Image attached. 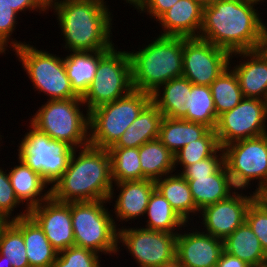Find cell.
Returning a JSON list of instances; mask_svg holds the SVG:
<instances>
[{
  "mask_svg": "<svg viewBox=\"0 0 267 267\" xmlns=\"http://www.w3.org/2000/svg\"><path fill=\"white\" fill-rule=\"evenodd\" d=\"M161 36L199 37L203 6L196 0H179L157 21Z\"/></svg>",
  "mask_w": 267,
  "mask_h": 267,
  "instance_id": "cell-20",
  "label": "cell"
},
{
  "mask_svg": "<svg viewBox=\"0 0 267 267\" xmlns=\"http://www.w3.org/2000/svg\"><path fill=\"white\" fill-rule=\"evenodd\" d=\"M16 159L18 164L7 167L8 175L17 199L24 205V209L30 210L51 197V187L40 174L18 157Z\"/></svg>",
  "mask_w": 267,
  "mask_h": 267,
  "instance_id": "cell-21",
  "label": "cell"
},
{
  "mask_svg": "<svg viewBox=\"0 0 267 267\" xmlns=\"http://www.w3.org/2000/svg\"><path fill=\"white\" fill-rule=\"evenodd\" d=\"M0 267H12L11 264H8L5 260H4V256H2L0 254Z\"/></svg>",
  "mask_w": 267,
  "mask_h": 267,
  "instance_id": "cell-50",
  "label": "cell"
},
{
  "mask_svg": "<svg viewBox=\"0 0 267 267\" xmlns=\"http://www.w3.org/2000/svg\"><path fill=\"white\" fill-rule=\"evenodd\" d=\"M159 267H185L181 262L180 257L175 254L168 260L164 261Z\"/></svg>",
  "mask_w": 267,
  "mask_h": 267,
  "instance_id": "cell-46",
  "label": "cell"
},
{
  "mask_svg": "<svg viewBox=\"0 0 267 267\" xmlns=\"http://www.w3.org/2000/svg\"><path fill=\"white\" fill-rule=\"evenodd\" d=\"M0 133H1V131H0ZM2 137L4 138V136H2V135L0 134V147L3 146L2 143H3L4 140H2ZM0 149H1L0 151H2V148H0Z\"/></svg>",
  "mask_w": 267,
  "mask_h": 267,
  "instance_id": "cell-53",
  "label": "cell"
},
{
  "mask_svg": "<svg viewBox=\"0 0 267 267\" xmlns=\"http://www.w3.org/2000/svg\"><path fill=\"white\" fill-rule=\"evenodd\" d=\"M184 178L188 182L193 201L199 210L228 198L237 190L225 163L210 176Z\"/></svg>",
  "mask_w": 267,
  "mask_h": 267,
  "instance_id": "cell-22",
  "label": "cell"
},
{
  "mask_svg": "<svg viewBox=\"0 0 267 267\" xmlns=\"http://www.w3.org/2000/svg\"><path fill=\"white\" fill-rule=\"evenodd\" d=\"M126 225L118 230L117 255L124 248L138 267H159L176 254L177 234Z\"/></svg>",
  "mask_w": 267,
  "mask_h": 267,
  "instance_id": "cell-12",
  "label": "cell"
},
{
  "mask_svg": "<svg viewBox=\"0 0 267 267\" xmlns=\"http://www.w3.org/2000/svg\"><path fill=\"white\" fill-rule=\"evenodd\" d=\"M110 7L105 0H64L50 5L61 29L63 51L110 50L115 45Z\"/></svg>",
  "mask_w": 267,
  "mask_h": 267,
  "instance_id": "cell-1",
  "label": "cell"
},
{
  "mask_svg": "<svg viewBox=\"0 0 267 267\" xmlns=\"http://www.w3.org/2000/svg\"><path fill=\"white\" fill-rule=\"evenodd\" d=\"M42 103L29 117L28 123L53 140L67 142L74 149L89 145V111L82 98Z\"/></svg>",
  "mask_w": 267,
  "mask_h": 267,
  "instance_id": "cell-5",
  "label": "cell"
},
{
  "mask_svg": "<svg viewBox=\"0 0 267 267\" xmlns=\"http://www.w3.org/2000/svg\"><path fill=\"white\" fill-rule=\"evenodd\" d=\"M229 66L238 78L244 98L267 101V59L258 50L232 53Z\"/></svg>",
  "mask_w": 267,
  "mask_h": 267,
  "instance_id": "cell-19",
  "label": "cell"
},
{
  "mask_svg": "<svg viewBox=\"0 0 267 267\" xmlns=\"http://www.w3.org/2000/svg\"><path fill=\"white\" fill-rule=\"evenodd\" d=\"M257 5L265 6L258 0H217L203 7L199 38L230 54L257 50L264 22Z\"/></svg>",
  "mask_w": 267,
  "mask_h": 267,
  "instance_id": "cell-2",
  "label": "cell"
},
{
  "mask_svg": "<svg viewBox=\"0 0 267 267\" xmlns=\"http://www.w3.org/2000/svg\"><path fill=\"white\" fill-rule=\"evenodd\" d=\"M191 93V82L181 76L173 78L151 93V102L161 111L163 117L183 119L184 105Z\"/></svg>",
  "mask_w": 267,
  "mask_h": 267,
  "instance_id": "cell-26",
  "label": "cell"
},
{
  "mask_svg": "<svg viewBox=\"0 0 267 267\" xmlns=\"http://www.w3.org/2000/svg\"><path fill=\"white\" fill-rule=\"evenodd\" d=\"M106 1H108V0H106ZM123 1H124L123 4H127V5L129 4V6L131 8L134 7L133 10L136 9V11H137L139 9V7L144 3L145 0H123ZM121 2H122V0H121Z\"/></svg>",
  "mask_w": 267,
  "mask_h": 267,
  "instance_id": "cell-48",
  "label": "cell"
},
{
  "mask_svg": "<svg viewBox=\"0 0 267 267\" xmlns=\"http://www.w3.org/2000/svg\"><path fill=\"white\" fill-rule=\"evenodd\" d=\"M133 90L132 66L128 50L114 45L110 50H99V63L93 82L82 100L91 111L113 102Z\"/></svg>",
  "mask_w": 267,
  "mask_h": 267,
  "instance_id": "cell-9",
  "label": "cell"
},
{
  "mask_svg": "<svg viewBox=\"0 0 267 267\" xmlns=\"http://www.w3.org/2000/svg\"><path fill=\"white\" fill-rule=\"evenodd\" d=\"M31 43L28 41L13 53L32 82L33 90L37 94H44L46 100L82 98L71 87L64 56L50 53L47 49H38Z\"/></svg>",
  "mask_w": 267,
  "mask_h": 267,
  "instance_id": "cell-7",
  "label": "cell"
},
{
  "mask_svg": "<svg viewBox=\"0 0 267 267\" xmlns=\"http://www.w3.org/2000/svg\"><path fill=\"white\" fill-rule=\"evenodd\" d=\"M113 184L108 149L88 145L74 149L51 197L62 203L108 200Z\"/></svg>",
  "mask_w": 267,
  "mask_h": 267,
  "instance_id": "cell-3",
  "label": "cell"
},
{
  "mask_svg": "<svg viewBox=\"0 0 267 267\" xmlns=\"http://www.w3.org/2000/svg\"><path fill=\"white\" fill-rule=\"evenodd\" d=\"M13 10H15L19 15L27 11L43 14H49L48 0H4Z\"/></svg>",
  "mask_w": 267,
  "mask_h": 267,
  "instance_id": "cell-43",
  "label": "cell"
},
{
  "mask_svg": "<svg viewBox=\"0 0 267 267\" xmlns=\"http://www.w3.org/2000/svg\"><path fill=\"white\" fill-rule=\"evenodd\" d=\"M186 106V116L184 120L203 124L214 130L217 124V114L210 86L193 85L191 83V93L184 104Z\"/></svg>",
  "mask_w": 267,
  "mask_h": 267,
  "instance_id": "cell-32",
  "label": "cell"
},
{
  "mask_svg": "<svg viewBox=\"0 0 267 267\" xmlns=\"http://www.w3.org/2000/svg\"><path fill=\"white\" fill-rule=\"evenodd\" d=\"M108 204V200L71 202V220L75 246L110 258L118 254V229Z\"/></svg>",
  "mask_w": 267,
  "mask_h": 267,
  "instance_id": "cell-6",
  "label": "cell"
},
{
  "mask_svg": "<svg viewBox=\"0 0 267 267\" xmlns=\"http://www.w3.org/2000/svg\"><path fill=\"white\" fill-rule=\"evenodd\" d=\"M101 258L94 251L74 245L58 252L52 267H103Z\"/></svg>",
  "mask_w": 267,
  "mask_h": 267,
  "instance_id": "cell-39",
  "label": "cell"
},
{
  "mask_svg": "<svg viewBox=\"0 0 267 267\" xmlns=\"http://www.w3.org/2000/svg\"><path fill=\"white\" fill-rule=\"evenodd\" d=\"M162 118L161 111L150 102L111 147L139 148L144 143L157 139Z\"/></svg>",
  "mask_w": 267,
  "mask_h": 267,
  "instance_id": "cell-27",
  "label": "cell"
},
{
  "mask_svg": "<svg viewBox=\"0 0 267 267\" xmlns=\"http://www.w3.org/2000/svg\"><path fill=\"white\" fill-rule=\"evenodd\" d=\"M155 188L171 204L186 223H193L200 210L196 207L187 180L180 173H172L157 179Z\"/></svg>",
  "mask_w": 267,
  "mask_h": 267,
  "instance_id": "cell-24",
  "label": "cell"
},
{
  "mask_svg": "<svg viewBox=\"0 0 267 267\" xmlns=\"http://www.w3.org/2000/svg\"><path fill=\"white\" fill-rule=\"evenodd\" d=\"M267 101L244 98L232 110L218 116L215 134L220 147L267 134Z\"/></svg>",
  "mask_w": 267,
  "mask_h": 267,
  "instance_id": "cell-13",
  "label": "cell"
},
{
  "mask_svg": "<svg viewBox=\"0 0 267 267\" xmlns=\"http://www.w3.org/2000/svg\"><path fill=\"white\" fill-rule=\"evenodd\" d=\"M223 150L236 189H250L256 194L267 190V134L230 143ZM253 186L256 189L252 191Z\"/></svg>",
  "mask_w": 267,
  "mask_h": 267,
  "instance_id": "cell-10",
  "label": "cell"
},
{
  "mask_svg": "<svg viewBox=\"0 0 267 267\" xmlns=\"http://www.w3.org/2000/svg\"><path fill=\"white\" fill-rule=\"evenodd\" d=\"M220 148L215 130L210 129L202 138L186 144L175 155V171L211 157ZM180 166V167H179Z\"/></svg>",
  "mask_w": 267,
  "mask_h": 267,
  "instance_id": "cell-35",
  "label": "cell"
},
{
  "mask_svg": "<svg viewBox=\"0 0 267 267\" xmlns=\"http://www.w3.org/2000/svg\"><path fill=\"white\" fill-rule=\"evenodd\" d=\"M8 221L6 219H4L1 215H0V231L2 229V227L7 223Z\"/></svg>",
  "mask_w": 267,
  "mask_h": 267,
  "instance_id": "cell-51",
  "label": "cell"
},
{
  "mask_svg": "<svg viewBox=\"0 0 267 267\" xmlns=\"http://www.w3.org/2000/svg\"><path fill=\"white\" fill-rule=\"evenodd\" d=\"M61 1H64V0H48V5L50 6L55 2H61Z\"/></svg>",
  "mask_w": 267,
  "mask_h": 267,
  "instance_id": "cell-52",
  "label": "cell"
},
{
  "mask_svg": "<svg viewBox=\"0 0 267 267\" xmlns=\"http://www.w3.org/2000/svg\"><path fill=\"white\" fill-rule=\"evenodd\" d=\"M113 183L143 180L139 148L110 147Z\"/></svg>",
  "mask_w": 267,
  "mask_h": 267,
  "instance_id": "cell-34",
  "label": "cell"
},
{
  "mask_svg": "<svg viewBox=\"0 0 267 267\" xmlns=\"http://www.w3.org/2000/svg\"><path fill=\"white\" fill-rule=\"evenodd\" d=\"M196 1H198L203 7H205L208 5H212L217 0H196Z\"/></svg>",
  "mask_w": 267,
  "mask_h": 267,
  "instance_id": "cell-49",
  "label": "cell"
},
{
  "mask_svg": "<svg viewBox=\"0 0 267 267\" xmlns=\"http://www.w3.org/2000/svg\"><path fill=\"white\" fill-rule=\"evenodd\" d=\"M246 222L267 253V211L256 200L247 209Z\"/></svg>",
  "mask_w": 267,
  "mask_h": 267,
  "instance_id": "cell-41",
  "label": "cell"
},
{
  "mask_svg": "<svg viewBox=\"0 0 267 267\" xmlns=\"http://www.w3.org/2000/svg\"><path fill=\"white\" fill-rule=\"evenodd\" d=\"M150 102V93L133 89L89 111V145L109 149Z\"/></svg>",
  "mask_w": 267,
  "mask_h": 267,
  "instance_id": "cell-8",
  "label": "cell"
},
{
  "mask_svg": "<svg viewBox=\"0 0 267 267\" xmlns=\"http://www.w3.org/2000/svg\"><path fill=\"white\" fill-rule=\"evenodd\" d=\"M17 144V157L37 172L52 187L67 169L74 148L67 142L51 139L30 123Z\"/></svg>",
  "mask_w": 267,
  "mask_h": 267,
  "instance_id": "cell-11",
  "label": "cell"
},
{
  "mask_svg": "<svg viewBox=\"0 0 267 267\" xmlns=\"http://www.w3.org/2000/svg\"><path fill=\"white\" fill-rule=\"evenodd\" d=\"M1 166H3V168ZM1 166H0V215L7 221H14L21 217L27 216L29 210L21 208L22 211L20 209L18 213L15 211L17 210V208L23 207L24 205L17 199L15 195L14 189L11 185L10 178L8 175V170L4 168V164Z\"/></svg>",
  "mask_w": 267,
  "mask_h": 267,
  "instance_id": "cell-38",
  "label": "cell"
},
{
  "mask_svg": "<svg viewBox=\"0 0 267 267\" xmlns=\"http://www.w3.org/2000/svg\"><path fill=\"white\" fill-rule=\"evenodd\" d=\"M255 200L267 211V193L266 192L257 193Z\"/></svg>",
  "mask_w": 267,
  "mask_h": 267,
  "instance_id": "cell-47",
  "label": "cell"
},
{
  "mask_svg": "<svg viewBox=\"0 0 267 267\" xmlns=\"http://www.w3.org/2000/svg\"><path fill=\"white\" fill-rule=\"evenodd\" d=\"M209 130V127L200 123L163 117L158 139L175 155L186 144L202 138Z\"/></svg>",
  "mask_w": 267,
  "mask_h": 267,
  "instance_id": "cell-30",
  "label": "cell"
},
{
  "mask_svg": "<svg viewBox=\"0 0 267 267\" xmlns=\"http://www.w3.org/2000/svg\"><path fill=\"white\" fill-rule=\"evenodd\" d=\"M179 0H145L136 11L140 14H147V17L157 21L166 11H168Z\"/></svg>",
  "mask_w": 267,
  "mask_h": 267,
  "instance_id": "cell-42",
  "label": "cell"
},
{
  "mask_svg": "<svg viewBox=\"0 0 267 267\" xmlns=\"http://www.w3.org/2000/svg\"><path fill=\"white\" fill-rule=\"evenodd\" d=\"M143 179L156 181L175 172L174 154L157 138L139 147Z\"/></svg>",
  "mask_w": 267,
  "mask_h": 267,
  "instance_id": "cell-31",
  "label": "cell"
},
{
  "mask_svg": "<svg viewBox=\"0 0 267 267\" xmlns=\"http://www.w3.org/2000/svg\"><path fill=\"white\" fill-rule=\"evenodd\" d=\"M151 38L137 47L138 51H128L133 89L150 94L162 84L183 75V37L157 35Z\"/></svg>",
  "mask_w": 267,
  "mask_h": 267,
  "instance_id": "cell-4",
  "label": "cell"
},
{
  "mask_svg": "<svg viewBox=\"0 0 267 267\" xmlns=\"http://www.w3.org/2000/svg\"><path fill=\"white\" fill-rule=\"evenodd\" d=\"M223 251V240L204 233L194 222L177 234L176 254L185 267H216Z\"/></svg>",
  "mask_w": 267,
  "mask_h": 267,
  "instance_id": "cell-16",
  "label": "cell"
},
{
  "mask_svg": "<svg viewBox=\"0 0 267 267\" xmlns=\"http://www.w3.org/2000/svg\"><path fill=\"white\" fill-rule=\"evenodd\" d=\"M259 1H261L262 3H264V2L266 3L267 2L266 0H259Z\"/></svg>",
  "mask_w": 267,
  "mask_h": 267,
  "instance_id": "cell-54",
  "label": "cell"
},
{
  "mask_svg": "<svg viewBox=\"0 0 267 267\" xmlns=\"http://www.w3.org/2000/svg\"><path fill=\"white\" fill-rule=\"evenodd\" d=\"M216 267H252L247 262L232 256L225 251L222 252Z\"/></svg>",
  "mask_w": 267,
  "mask_h": 267,
  "instance_id": "cell-44",
  "label": "cell"
},
{
  "mask_svg": "<svg viewBox=\"0 0 267 267\" xmlns=\"http://www.w3.org/2000/svg\"><path fill=\"white\" fill-rule=\"evenodd\" d=\"M20 18L22 17H19L18 13L4 0H0V55H5L7 52L11 54L12 52L9 51H14L26 43L12 38Z\"/></svg>",
  "mask_w": 267,
  "mask_h": 267,
  "instance_id": "cell-37",
  "label": "cell"
},
{
  "mask_svg": "<svg viewBox=\"0 0 267 267\" xmlns=\"http://www.w3.org/2000/svg\"><path fill=\"white\" fill-rule=\"evenodd\" d=\"M28 214L41 227L51 245L60 252L74 246L71 220V202L62 203L50 197Z\"/></svg>",
  "mask_w": 267,
  "mask_h": 267,
  "instance_id": "cell-18",
  "label": "cell"
},
{
  "mask_svg": "<svg viewBox=\"0 0 267 267\" xmlns=\"http://www.w3.org/2000/svg\"><path fill=\"white\" fill-rule=\"evenodd\" d=\"M224 164V150L220 147L211 157L202 159L193 165L186 166L182 171L183 177H202L214 174Z\"/></svg>",
  "mask_w": 267,
  "mask_h": 267,
  "instance_id": "cell-40",
  "label": "cell"
},
{
  "mask_svg": "<svg viewBox=\"0 0 267 267\" xmlns=\"http://www.w3.org/2000/svg\"><path fill=\"white\" fill-rule=\"evenodd\" d=\"M255 199L256 193L237 189L228 198L203 207L194 224L204 233L224 240L246 221L247 209Z\"/></svg>",
  "mask_w": 267,
  "mask_h": 267,
  "instance_id": "cell-15",
  "label": "cell"
},
{
  "mask_svg": "<svg viewBox=\"0 0 267 267\" xmlns=\"http://www.w3.org/2000/svg\"><path fill=\"white\" fill-rule=\"evenodd\" d=\"M144 219L145 225L139 223L142 228L170 234H178L187 224L156 188L149 198Z\"/></svg>",
  "mask_w": 267,
  "mask_h": 267,
  "instance_id": "cell-28",
  "label": "cell"
},
{
  "mask_svg": "<svg viewBox=\"0 0 267 267\" xmlns=\"http://www.w3.org/2000/svg\"><path fill=\"white\" fill-rule=\"evenodd\" d=\"M230 53L199 37H183V77L193 85L210 84L229 66Z\"/></svg>",
  "mask_w": 267,
  "mask_h": 267,
  "instance_id": "cell-14",
  "label": "cell"
},
{
  "mask_svg": "<svg viewBox=\"0 0 267 267\" xmlns=\"http://www.w3.org/2000/svg\"><path fill=\"white\" fill-rule=\"evenodd\" d=\"M64 63L72 89L79 97H83L94 80L99 51L68 52L64 56Z\"/></svg>",
  "mask_w": 267,
  "mask_h": 267,
  "instance_id": "cell-29",
  "label": "cell"
},
{
  "mask_svg": "<svg viewBox=\"0 0 267 267\" xmlns=\"http://www.w3.org/2000/svg\"><path fill=\"white\" fill-rule=\"evenodd\" d=\"M0 254L12 267H30L23 234L11 221L0 231Z\"/></svg>",
  "mask_w": 267,
  "mask_h": 267,
  "instance_id": "cell-36",
  "label": "cell"
},
{
  "mask_svg": "<svg viewBox=\"0 0 267 267\" xmlns=\"http://www.w3.org/2000/svg\"><path fill=\"white\" fill-rule=\"evenodd\" d=\"M210 89L217 117L244 99L238 78L230 66L210 84Z\"/></svg>",
  "mask_w": 267,
  "mask_h": 267,
  "instance_id": "cell-33",
  "label": "cell"
},
{
  "mask_svg": "<svg viewBox=\"0 0 267 267\" xmlns=\"http://www.w3.org/2000/svg\"><path fill=\"white\" fill-rule=\"evenodd\" d=\"M223 249L252 267L267 265V253L246 221L223 240Z\"/></svg>",
  "mask_w": 267,
  "mask_h": 267,
  "instance_id": "cell-25",
  "label": "cell"
},
{
  "mask_svg": "<svg viewBox=\"0 0 267 267\" xmlns=\"http://www.w3.org/2000/svg\"><path fill=\"white\" fill-rule=\"evenodd\" d=\"M154 189L155 182L150 179L123 181L113 184L108 202L113 203V200L115 202L113 203L114 205L112 204L114 209L111 212L113 213V218H115L113 220L118 230L124 227L123 224L125 222L130 221L134 223L135 220H140V218L142 221L149 198Z\"/></svg>",
  "mask_w": 267,
  "mask_h": 267,
  "instance_id": "cell-17",
  "label": "cell"
},
{
  "mask_svg": "<svg viewBox=\"0 0 267 267\" xmlns=\"http://www.w3.org/2000/svg\"><path fill=\"white\" fill-rule=\"evenodd\" d=\"M257 50L267 59V22H263Z\"/></svg>",
  "mask_w": 267,
  "mask_h": 267,
  "instance_id": "cell-45",
  "label": "cell"
},
{
  "mask_svg": "<svg viewBox=\"0 0 267 267\" xmlns=\"http://www.w3.org/2000/svg\"><path fill=\"white\" fill-rule=\"evenodd\" d=\"M11 222L23 234L30 267H52L58 251L51 245L37 222L29 214Z\"/></svg>",
  "mask_w": 267,
  "mask_h": 267,
  "instance_id": "cell-23",
  "label": "cell"
}]
</instances>
